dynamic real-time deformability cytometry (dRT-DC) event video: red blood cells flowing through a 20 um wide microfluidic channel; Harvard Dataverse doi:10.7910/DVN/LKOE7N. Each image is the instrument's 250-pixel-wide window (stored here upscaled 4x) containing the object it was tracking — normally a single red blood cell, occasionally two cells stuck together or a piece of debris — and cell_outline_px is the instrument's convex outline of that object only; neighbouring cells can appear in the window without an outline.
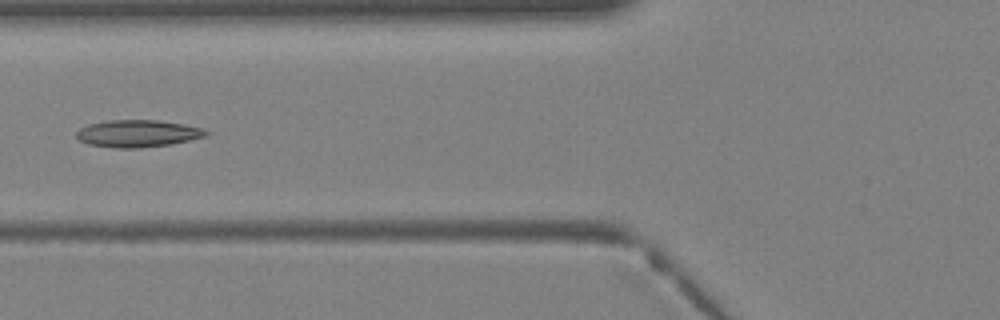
{"species": "Egyptian fruit bat (a non-hibernating species)", "species_latin": "Rousettus aegyptiacus", "temperature_condition": "warm", "stored_images_in_passage": 32, "camera_frame_rate_fps": 3000, "um_per_image_px": 0.085, "animal": {"sex": "female"}, "frame": {"image": 1, "passage_image": 8, "time_ms": 2.333, "image_size_px": [1000, 320], "cell_outline_px": [[208, 136], [172, 144], [140, 148], [112, 148], [88, 144], [80, 140], [76, 136], [76, 132], [80, 128], [88, 124], [108, 120], [160, 120], [184, 124], [204, 128], [208, 132]], "centroid_in_image_um": [11.73, 11.35], "position_along_channel_um": 114.1, "area_um2": 20.75}}
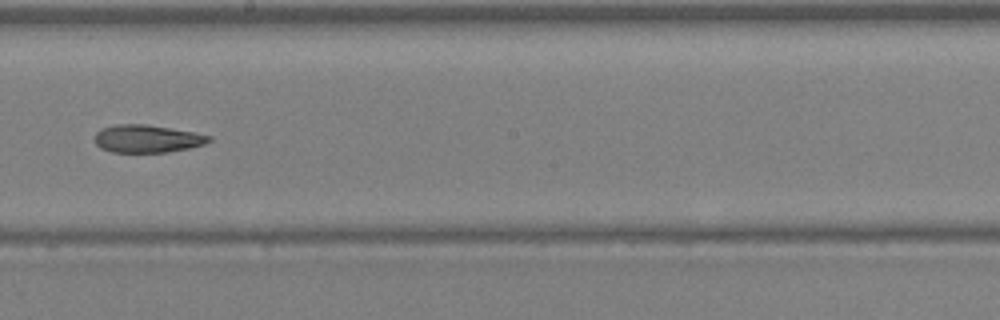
{"frame": {"image": 2, "passage_image": 15, "time_ms": 4.667, "image_size_px": [1000, 320], "cell_outline_px": [[212, 140], [204, 144], [188, 148], [168, 152], [112, 152], [100, 148], [96, 144], [96, 132], [100, 128], [116, 124], [148, 124], [192, 132], [212, 136]], "centroid_in_image_um": [12.49, 11.78], "position_along_channel_um": 235.7, "area_um2": 18.44}}
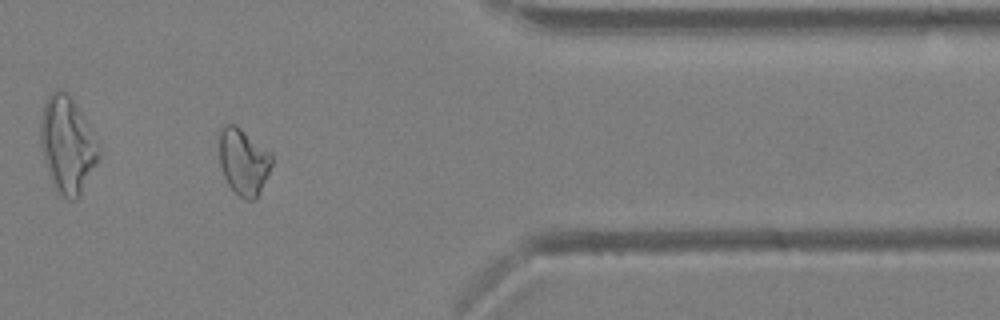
{"frame": {"image": 3, "passage_image": 25, "time_ms": 8.0, "image_size_px": [1000, 320], "cell_outline_px": [[272, 164], [256, 200], [244, 200], [228, 184], [224, 176], [220, 164], [220, 128], [224, 124], [236, 124], [272, 152]], "centroid_in_image_um": [20.71, 13.71], "position_along_channel_um": 390.7, "area_um2": 20.4}}